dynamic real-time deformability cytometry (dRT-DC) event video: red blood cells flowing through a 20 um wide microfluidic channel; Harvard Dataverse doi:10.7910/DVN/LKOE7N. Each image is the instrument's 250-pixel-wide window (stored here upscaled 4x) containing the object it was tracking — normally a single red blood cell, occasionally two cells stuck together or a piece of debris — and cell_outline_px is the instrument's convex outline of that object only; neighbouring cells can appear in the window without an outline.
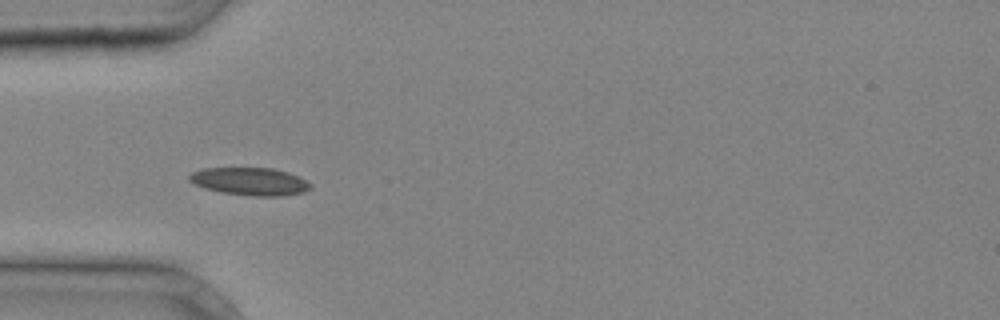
{"species": "common noctule bat (a hibernating species)", "species_latin": "Nyctalus noctula", "temperature_condition": "cold", "stored_images_in_passage": 27, "camera_frame_rate_fps": 3000, "um_per_image_px": 0.085, "animal": {"sex": "male", "body_mass_g": 20.4}, "frame": {"image": 1, "passage_image": 1, "time_ms": 0.0, "image_size_px": [1000, 320], "cell_outline_px": [[312, 188], [304, 192], [280, 196], [252, 196], [220, 192], [204, 188], [188, 180], [188, 176], [192, 172], [204, 168], [272, 168], [288, 172], [312, 184]], "centroid_in_image_um": [21.24, 15.42], "position_along_channel_um": 63.8, "area_um2": 19.54}}
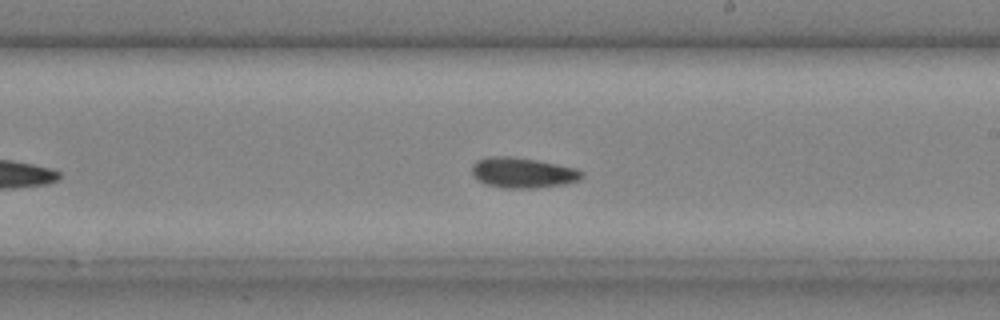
{"frame": {"image": 2, "passage_image": 12, "time_ms": 3.667, "image_size_px": [1000, 320], "cell_outline_px": [[584, 176], [580, 180], [564, 184], [536, 188], [504, 188], [484, 184], [476, 180], [472, 176], [472, 164], [476, 160], [484, 156], [512, 156], [536, 160], [576, 168], [584, 172]], "centroid_in_image_um": [44.39, 14.68], "position_along_channel_um": 244.6, "area_um2": 19.83}}
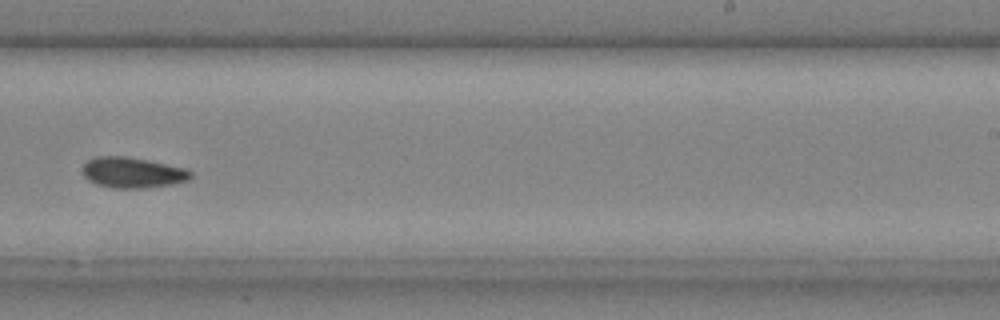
{"frame": {"image": 3, "passage_image": 14, "time_ms": 4.333, "image_size_px": [1000, 320], "cell_outline_px": [[192, 176], [188, 180], [172, 184], [140, 188], [116, 188], [96, 184], [88, 180], [84, 176], [84, 164], [88, 160], [96, 156], [124, 156], [148, 160], [188, 168], [192, 172]], "centroid_in_image_um": [11.29, 14.66], "position_along_channel_um": 277.7, "area_um2": 19.25}}